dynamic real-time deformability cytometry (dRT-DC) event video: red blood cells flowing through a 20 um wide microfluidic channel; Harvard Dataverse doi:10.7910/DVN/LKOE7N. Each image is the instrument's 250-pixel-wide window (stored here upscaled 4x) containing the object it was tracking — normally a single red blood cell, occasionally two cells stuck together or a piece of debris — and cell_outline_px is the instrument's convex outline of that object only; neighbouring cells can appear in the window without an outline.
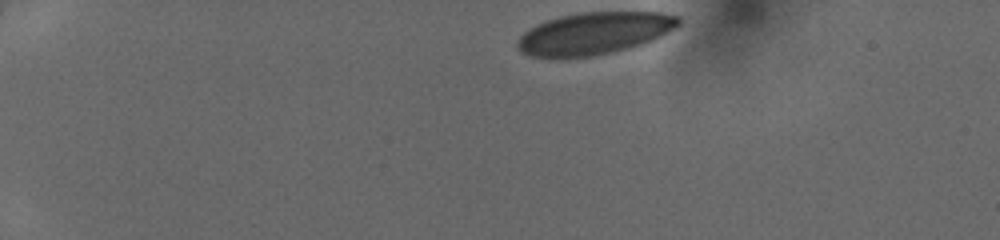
{"species": "human", "species_latin": "Homo sapiens", "temperature_condition": "cold", "stored_images_in_passage": 40, "camera_frame_rate_fps": 3000, "um_per_image_px": 0.085, "donor": {"sex": "female"}, "frame": {"image": 1, "passage_image": 1, "time_ms": 0.0, "image_size_px": [1000, 240], "cell_outline_px": [[680, 24], [652, 40], [640, 44], [612, 52], [592, 56], [560, 60], [552, 60], [532, 56], [520, 52], [516, 48], [516, 40], [524, 32], [536, 24], [560, 16], [580, 12], [660, 12], [680, 16]], "centroid_in_image_um": [50.42, 2.86], "position_along_channel_um": 34.6, "area_um2": 40.06}}
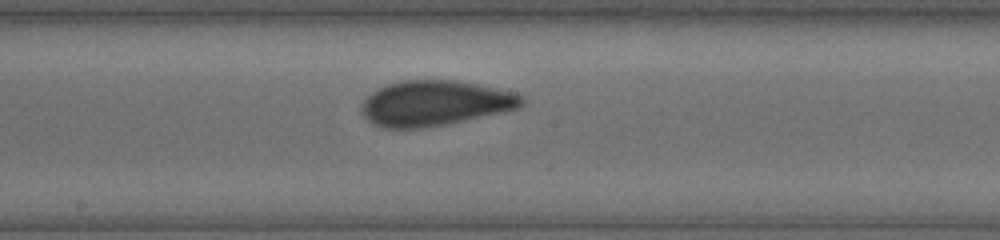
{"frame": {"image": 2, "passage_image": 20, "time_ms": 6.333, "image_size_px": [1000, 240], "cell_outline_px": [[524, 104], [516, 108], [504, 112], [424, 128], [380, 128], [372, 124], [360, 112], [360, 108], [364, 100], [372, 92], [388, 84], [400, 80], [456, 80], [516, 92], [524, 96]], "centroid_in_image_um": [36.95, 8.77], "position_along_channel_um": 211.2, "area_um2": 42.31}}
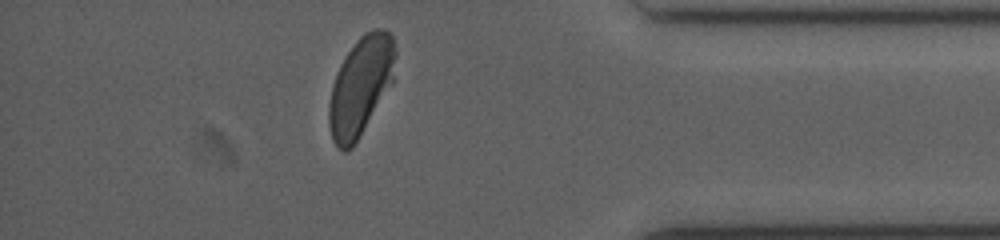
{"frame": {"image": 3, "passage_image": 35, "time_ms": 11.333, "image_size_px": [1000, 240], "cell_outline_px": [[396, 56], [392, 84], [352, 148], [344, 152], [332, 140], [328, 124], [328, 108], [332, 84], [336, 72], [340, 64], [356, 40], [364, 32], [372, 28], [384, 28], [392, 36], [396, 48]], "centroid_in_image_um": [30.65, 7.29], "position_along_channel_um": 404.5, "area_um2": 38.38}}